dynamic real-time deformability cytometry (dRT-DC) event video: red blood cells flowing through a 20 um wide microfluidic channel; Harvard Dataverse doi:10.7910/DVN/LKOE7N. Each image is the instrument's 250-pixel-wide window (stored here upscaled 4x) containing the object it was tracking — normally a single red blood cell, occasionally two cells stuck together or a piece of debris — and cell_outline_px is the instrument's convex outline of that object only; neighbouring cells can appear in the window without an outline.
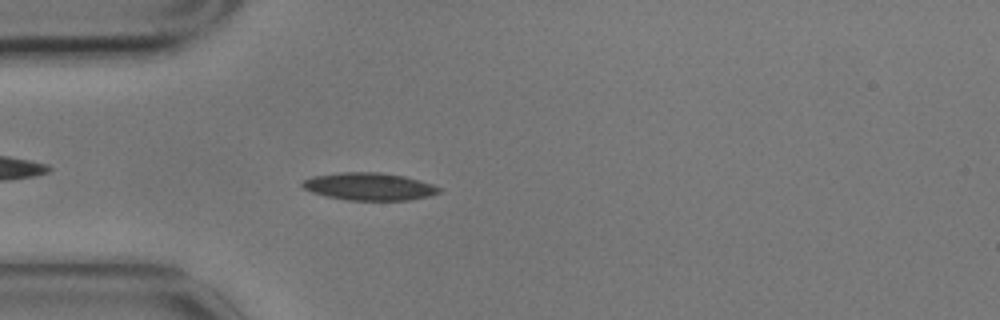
{"species": "common noctule bat (a hibernating species)", "species_latin": "Nyctalus noctula", "temperature_condition": "cold", "stored_images_in_passage": 3, "camera_frame_rate_fps": 3000, "um_per_image_px": 0.085, "animal": {"sex": "male", "body_mass_g": 17.9}, "frame": {"image": 1, "passage_image": 3, "time_ms": 0.667, "image_size_px": [1000, 320], "cell_outline_px": [[440, 192], [428, 196], [408, 200], [348, 200], [324, 196], [312, 192], [304, 188], [300, 184], [304, 180], [312, 176], [340, 172], [380, 172], [404, 176], [432, 184], [440, 188]], "centroid_in_image_um": [31.34, 15.85], "position_along_channel_um": 53.7, "area_um2": 21.85}}